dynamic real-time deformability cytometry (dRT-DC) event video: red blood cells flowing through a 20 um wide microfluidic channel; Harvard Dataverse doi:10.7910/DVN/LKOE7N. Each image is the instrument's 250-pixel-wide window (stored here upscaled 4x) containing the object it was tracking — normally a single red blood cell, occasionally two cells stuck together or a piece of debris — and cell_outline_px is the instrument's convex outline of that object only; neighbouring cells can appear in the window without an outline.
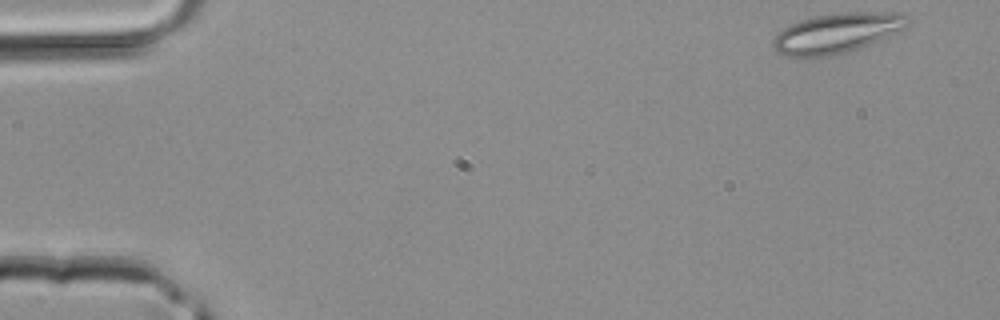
{"species": "common noctule bat (a hibernating species)", "species_latin": "Nyctalus noctula", "temperature_condition": "room temperature", "stored_images_in_passage": 11, "camera_frame_rate_fps": 3000, "um_per_image_px": 0.085, "animal": {"sex": "male", "body_mass_g": 20.4}, "frame": {"image": 1, "passage_image": 1, "time_ms": 0.0, "image_size_px": [1000, 320], "cell_outline_px": [[908, 24], [904, 28], [876, 40], [856, 48], [844, 52], [824, 56], [788, 56], [776, 52], [772, 44], [772, 40], [784, 28], [792, 24], [816, 16], [840, 12], [900, 12], [908, 16]], "centroid_in_image_um": [71.12, 2.78], "position_along_channel_um": 13.9, "area_um2": 30.4}}